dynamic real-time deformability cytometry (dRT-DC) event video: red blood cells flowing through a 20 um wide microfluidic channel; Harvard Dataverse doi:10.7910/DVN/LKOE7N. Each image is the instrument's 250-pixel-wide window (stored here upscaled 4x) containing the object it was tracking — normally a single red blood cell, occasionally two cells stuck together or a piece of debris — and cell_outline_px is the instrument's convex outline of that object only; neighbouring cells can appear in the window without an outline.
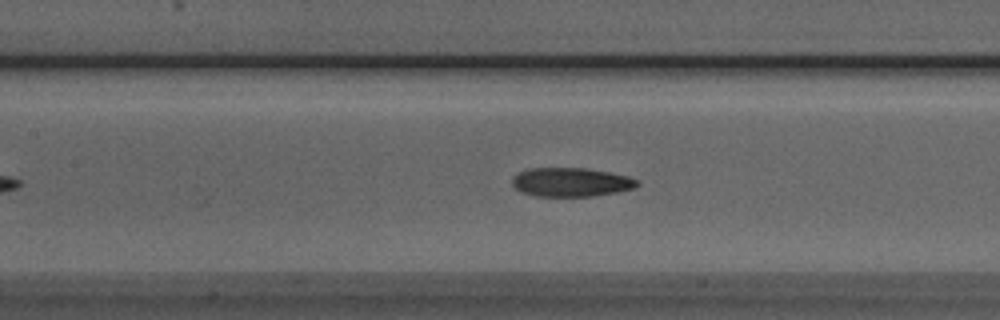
{"species": "Egyptian fruit bat (a non-hibernating species)", "species_latin": "Rousettus aegyptiacus", "temperature_condition": "room temperature", "stored_images_in_passage": 42, "camera_frame_rate_fps": 3000, "um_per_image_px": 0.085, "animal": {"sex": "male"}, "frame": {"image": 1, "passage_image": 16, "time_ms": 5.0, "image_size_px": [1000, 320], "cell_outline_px": [[640, 184], [636, 188], [616, 192], [592, 196], [536, 196], [520, 192], [512, 184], [512, 176], [528, 168], [588, 168], [628, 176], [640, 180]], "centroid_in_image_um": [48.55, 15.48], "position_along_channel_um": 158.8, "area_um2": 21.21}}
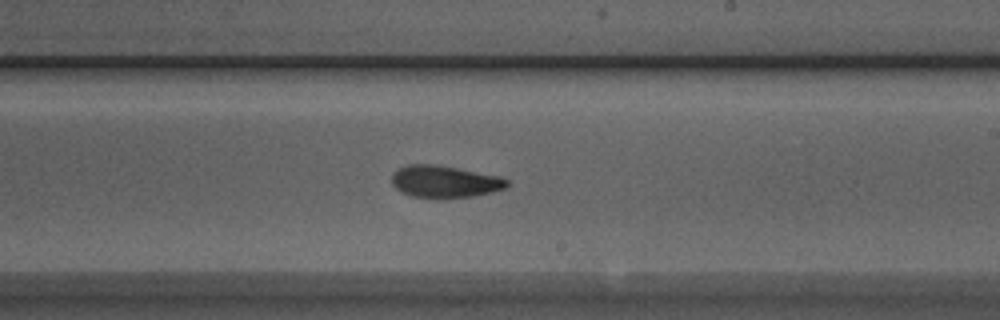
{"frame": {"image": 2, "passage_image": 23, "time_ms": 7.333, "image_size_px": [1000, 320], "cell_outline_px": [[508, 184], [504, 188], [492, 192], [472, 196], [436, 200], [412, 196], [396, 188], [392, 184], [392, 172], [396, 168], [408, 164], [436, 164], [500, 176], [508, 180]], "centroid_in_image_um": [37.76, 15.44], "position_along_channel_um": 251.2, "area_um2": 21.91}}
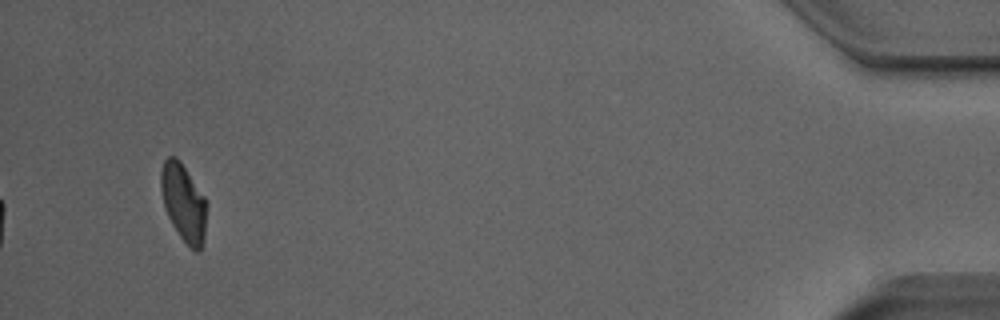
{"frame": {"image": 3, "passage_image": 42, "time_ms": 13.667, "image_size_px": [1000, 320], "cell_outline_px": [[208, 204], [204, 240], [200, 252], [196, 252], [180, 236], [172, 224], [168, 216], [164, 204], [160, 188], [160, 172], [164, 160], [168, 156], [176, 156], [180, 160], [204, 196]], "centroid_in_image_um": [15.62, 17.21], "position_along_channel_um": 419.6, "area_um2": 20.81}, "authors_computed_cell_mechanics": {"area_um2": 21.7328, "velocity_mm_per_s": 3.972, "shape_relaxation_time_tau1_ms": 6.2032, "shape_relaxation_time_tau2_ms": 3.2936, "deformation_change_tau1": 0.1794, "deformation_change_tau2": 0.098}}